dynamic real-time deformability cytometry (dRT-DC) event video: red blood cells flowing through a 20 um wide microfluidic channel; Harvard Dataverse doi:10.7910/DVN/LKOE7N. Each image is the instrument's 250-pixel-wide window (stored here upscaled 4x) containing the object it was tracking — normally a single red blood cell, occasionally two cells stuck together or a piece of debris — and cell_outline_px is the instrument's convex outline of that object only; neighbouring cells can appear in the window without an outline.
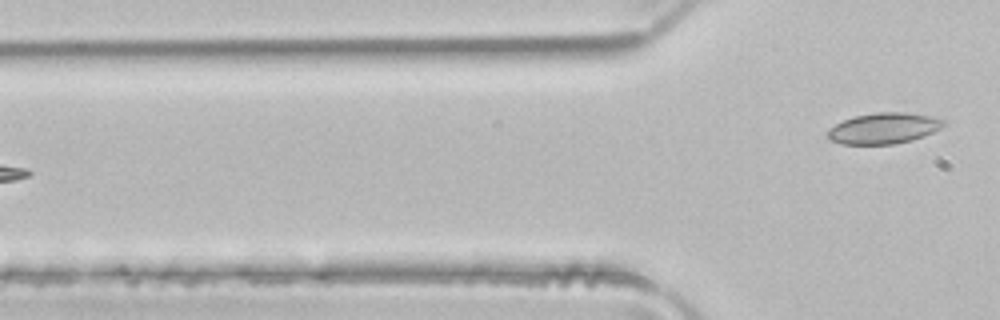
{"species": "common noctule bat (a hibernating species)", "species_latin": "Nyctalus noctula", "temperature_condition": "room temperature", "stored_images_in_passage": 4, "camera_frame_rate_fps": 3000, "um_per_image_px": 0.085, "animal": {"sex": "male", "body_mass_g": 21.5, "forearm_length_mm": 52.0}, "frame": {"image": 1, "passage_image": 4, "time_ms": 1.0, "image_size_px": [1000, 320], "cell_outline_px": [[944, 124], [940, 128], [924, 136], [912, 140], [892, 144], [840, 144], [832, 140], [828, 136], [828, 128], [852, 116], [876, 112], [904, 112], [932, 116], [944, 120]], "centroid_in_image_um": [75.1, 10.9], "position_along_channel_um": 50.7, "area_um2": 20.81}}